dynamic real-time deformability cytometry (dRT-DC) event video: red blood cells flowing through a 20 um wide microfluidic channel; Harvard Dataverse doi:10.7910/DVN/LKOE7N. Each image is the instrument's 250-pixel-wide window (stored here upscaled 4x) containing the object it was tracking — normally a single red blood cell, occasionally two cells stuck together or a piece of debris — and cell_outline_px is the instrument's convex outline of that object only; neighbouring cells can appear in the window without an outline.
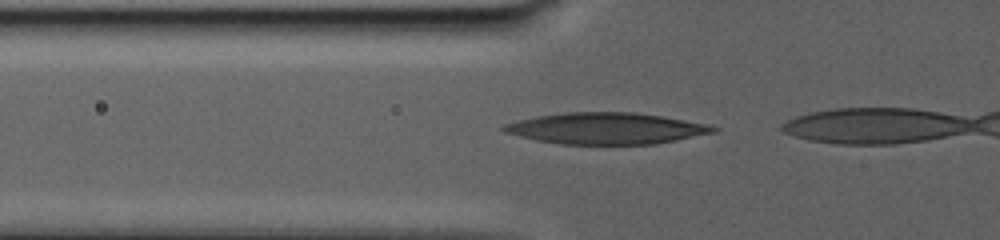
{"species": "human", "species_latin": "Homo sapiens", "temperature_condition": "warm", "stored_images_in_passage": 4, "camera_frame_rate_fps": 3000, "um_per_image_px": 0.085, "donor": {"sex": "male"}, "frame": {"image": 1, "passage_image": 2, "time_ms": 0.333, "image_size_px": [1000, 240], "cell_outline_px": [[720, 128], [716, 132], [676, 140], [652, 144], [560, 144], [536, 140], [504, 132], [500, 128], [504, 124], [536, 116], [564, 112], [636, 112], [664, 116], [708, 124]], "centroid_in_image_um": [51.54, 10.91], "position_along_channel_um": 74.3, "area_um2": 38.38}}